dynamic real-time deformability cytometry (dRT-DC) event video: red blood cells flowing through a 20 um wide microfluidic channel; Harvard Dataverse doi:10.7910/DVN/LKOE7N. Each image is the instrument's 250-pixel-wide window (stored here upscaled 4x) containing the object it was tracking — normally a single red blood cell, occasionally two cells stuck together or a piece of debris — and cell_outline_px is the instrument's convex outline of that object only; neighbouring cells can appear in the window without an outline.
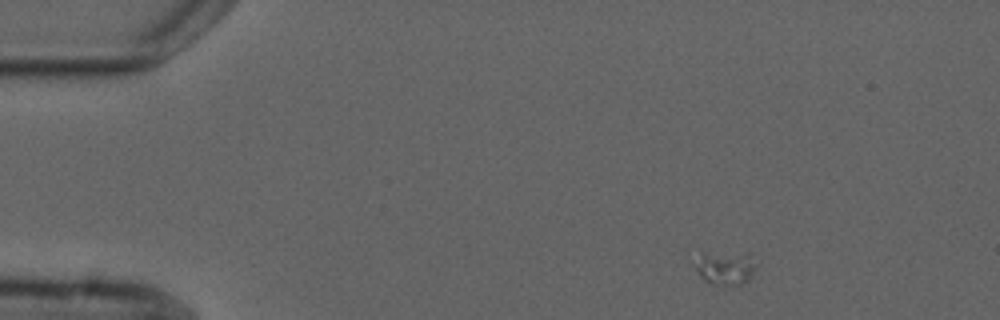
{"species": "common noctule bat (a hibernating species)", "species_latin": "Nyctalus noctula", "temperature_condition": "cold", "stored_images_in_passage": 3, "camera_frame_rate_fps": 3000, "um_per_image_px": 0.085, "animal": {"sex": "male", "forearm_length_mm": 52.5}, "frame": {"image": 1, "passage_image": 1, "time_ms": 0.0, "image_size_px": [1000, 320], "cell_outline_px": [[756, 268], [748, 280], [740, 288], [712, 284], [704, 280], [696, 272], [692, 264], [704, 252], [744, 256], [756, 264]], "centroid_in_image_um": [61.58, 22.88], "position_along_channel_um": 23.4, "area_um2": 11.79}}
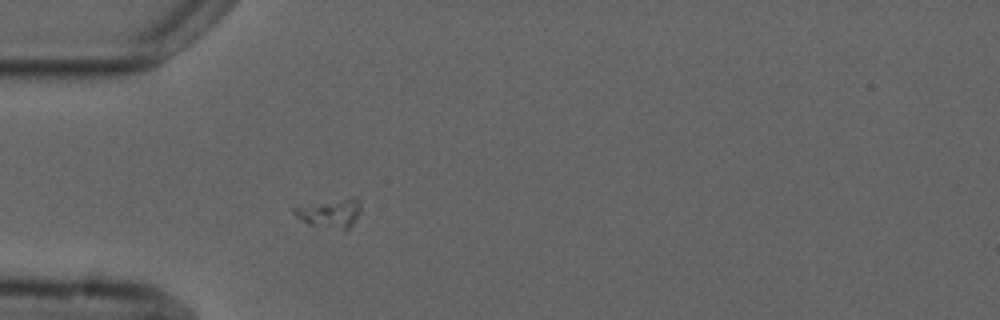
{"frame": {"image": 2, "passage_image": 3, "time_ms": 3.0, "image_size_px": [1000, 320], "cell_outline_px": [[360, 212], [352, 224], [344, 232], [308, 224], [296, 216], [292, 212], [292, 208], [352, 196], [356, 196], [360, 204]], "centroid_in_image_um": [28.09, 18.14], "position_along_channel_um": 56.9, "area_um2": 11.33}}